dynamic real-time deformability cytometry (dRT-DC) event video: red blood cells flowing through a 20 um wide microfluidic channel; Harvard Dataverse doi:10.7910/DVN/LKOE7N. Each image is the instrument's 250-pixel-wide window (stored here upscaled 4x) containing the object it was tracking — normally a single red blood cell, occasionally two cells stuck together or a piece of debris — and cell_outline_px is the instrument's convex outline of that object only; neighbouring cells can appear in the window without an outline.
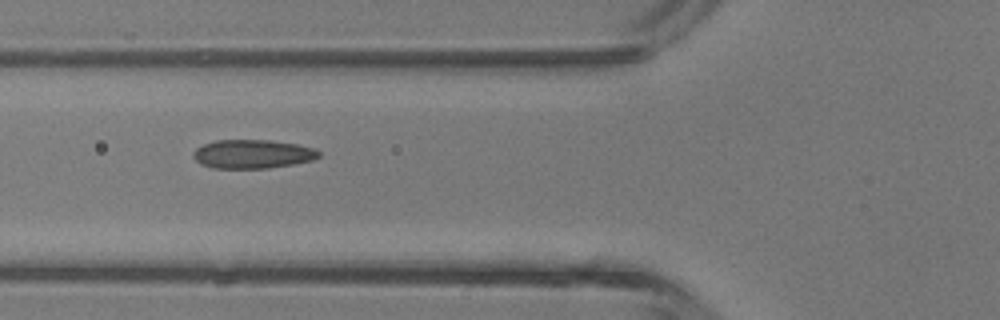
{"species": "common noctule bat (a hibernating species)", "species_latin": "Nyctalus noctula", "temperature_condition": "room temperature", "stored_images_in_passage": 3, "camera_frame_rate_fps": 3000, "um_per_image_px": 0.085, "animal": {"sex": "male", "body_mass_g": 13.3}, "frame": {"image": 1, "passage_image": 3, "time_ms": 2.333, "image_size_px": [1000, 320], "cell_outline_px": [[320, 156], [312, 160], [292, 164], [268, 168], [212, 168], [200, 164], [192, 156], [192, 152], [196, 148], [204, 144], [216, 140], [268, 140], [300, 144], [316, 148], [320, 152]], "centroid_in_image_um": [21.47, 13.09], "position_along_channel_um": 104.3, "area_um2": 21.21}}